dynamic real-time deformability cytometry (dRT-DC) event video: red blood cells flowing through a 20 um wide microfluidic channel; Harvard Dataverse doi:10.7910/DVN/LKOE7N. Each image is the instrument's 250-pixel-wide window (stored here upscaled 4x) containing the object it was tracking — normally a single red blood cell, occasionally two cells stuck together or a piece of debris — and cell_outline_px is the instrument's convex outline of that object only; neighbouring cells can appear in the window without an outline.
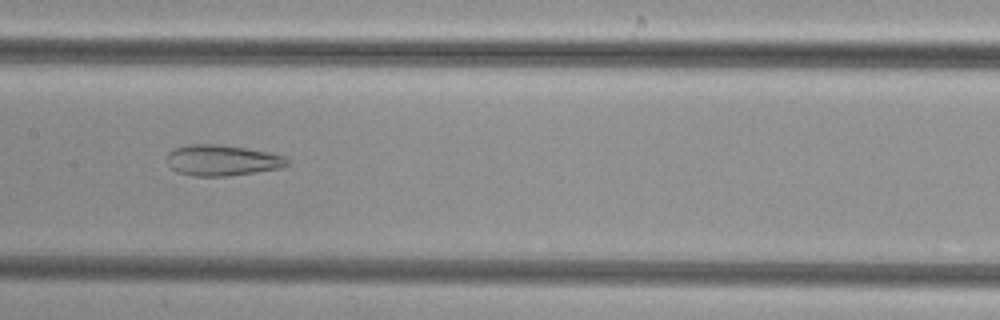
{"species": "common noctule bat (a hibernating species)", "species_latin": "Nyctalus noctula", "temperature_condition": "cold", "stored_images_in_passage": 39, "camera_frame_rate_fps": 3000, "um_per_image_px": 0.085, "animal": {"sex": "female", "body_mass_g": 29.2, "forearm_length_mm": 56.3}, "frame": {"image": 1, "passage_image": 18, "time_ms": 5.667, "image_size_px": [1000, 320], "cell_outline_px": [[288, 164], [284, 168], [228, 176], [192, 176], [176, 172], [168, 164], [168, 152], [176, 148], [188, 144], [216, 144], [244, 148], [268, 152], [284, 156], [288, 160]], "centroid_in_image_um": [18.89, 13.64], "position_along_channel_um": 188.5, "area_um2": 21.62}}
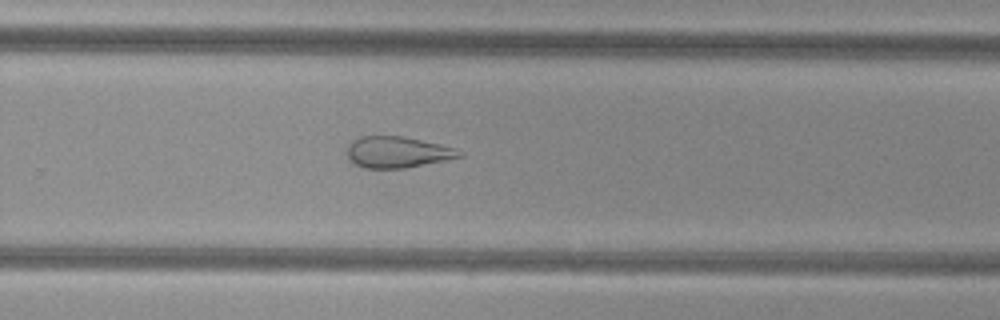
{"frame": {"image": 2, "passage_image": 26, "time_ms": 8.333, "image_size_px": [1000, 320], "cell_outline_px": [[464, 156], [408, 168], [364, 168], [348, 160], [348, 144], [352, 140], [360, 136], [404, 136], [440, 144], [456, 148], [464, 152]], "centroid_in_image_um": [33.8, 12.93], "position_along_channel_um": 296.0, "area_um2": 20.63}}
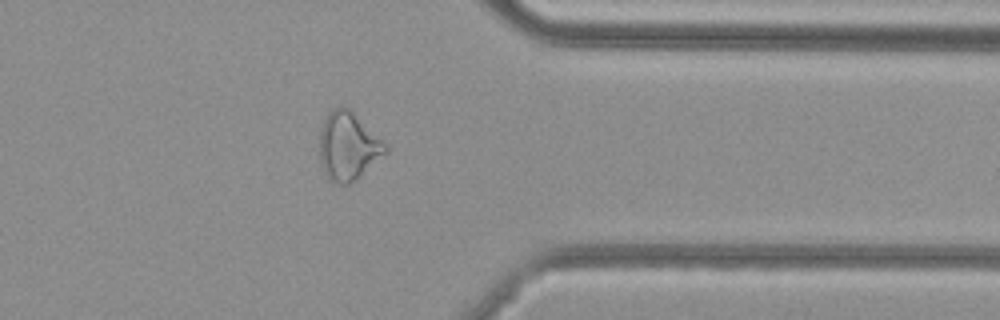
{"frame": {"image": 3, "passage_image": 33, "time_ms": 10.667, "image_size_px": [1000, 320], "cell_outline_px": [[388, 152], [348, 184], [340, 184], [328, 180], [324, 172], [320, 160], [320, 128], [328, 112], [332, 108], [340, 104], [348, 108], [388, 144]], "centroid_in_image_um": [29.58, 12.39], "position_along_channel_um": 381.8, "area_um2": 26.07}}